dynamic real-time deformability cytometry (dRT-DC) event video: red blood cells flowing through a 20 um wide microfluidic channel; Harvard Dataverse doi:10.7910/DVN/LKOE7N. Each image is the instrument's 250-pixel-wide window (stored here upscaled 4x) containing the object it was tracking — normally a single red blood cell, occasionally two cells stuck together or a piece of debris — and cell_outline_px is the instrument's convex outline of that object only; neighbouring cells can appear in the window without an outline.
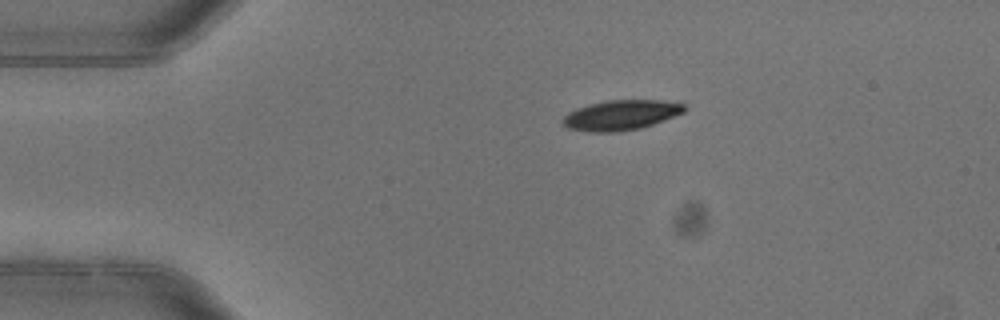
{"species": "common noctule bat (a hibernating species)", "species_latin": "Nyctalus noctula", "temperature_condition": "warm", "stored_images_in_passage": 3, "camera_frame_rate_fps": 3000, "um_per_image_px": 0.085, "animal": {"sex": "female"}, "frame": {"image": 1, "passage_image": 1, "time_ms": 0.0, "image_size_px": [1000, 320], "cell_outline_px": [[688, 108], [684, 112], [664, 120], [640, 128], [616, 132], [588, 132], [568, 128], [564, 124], [564, 116], [568, 112], [576, 108], [588, 104], [608, 100], [660, 100], [684, 104]], "centroid_in_image_um": [52.78, 9.78], "position_along_channel_um": 32.2, "area_um2": 21.21}}
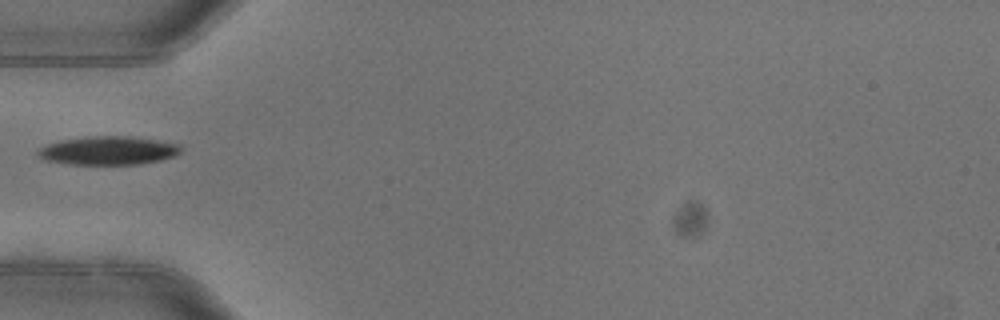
{"frame": {"image": 2, "passage_image": 3, "time_ms": 0.667, "image_size_px": [1000, 320], "cell_outline_px": [[180, 152], [176, 156], [160, 160], [140, 164], [72, 164], [44, 160], [36, 152], [44, 144], [60, 140], [88, 136], [132, 136], [180, 144]], "centroid_in_image_um": [9.19, 12.79], "position_along_channel_um": 75.8, "area_um2": 23.81}}